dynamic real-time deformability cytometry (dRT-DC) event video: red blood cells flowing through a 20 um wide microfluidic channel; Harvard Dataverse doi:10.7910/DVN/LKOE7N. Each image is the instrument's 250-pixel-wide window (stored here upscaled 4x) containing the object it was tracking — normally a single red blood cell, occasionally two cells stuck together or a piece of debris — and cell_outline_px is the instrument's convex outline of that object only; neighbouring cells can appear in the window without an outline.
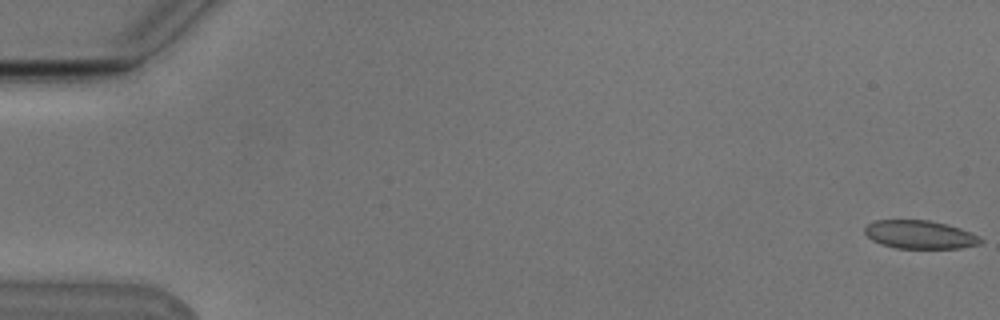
{"species": "Egyptian fruit bat (a non-hibernating species)", "species_latin": "Rousettus aegyptiacus", "temperature_condition": "cold", "stored_images_in_passage": 15, "camera_frame_rate_fps": 3000, "um_per_image_px": 0.085, "animal": {"sex": "male"}, "frame": {"image": 1, "passage_image": 1, "time_ms": 0.0, "image_size_px": [1000, 320], "cell_outline_px": [[984, 240], [980, 244], [960, 248], [896, 248], [880, 244], [872, 240], [864, 232], [864, 228], [868, 224], [876, 220], [928, 220], [948, 224], [960, 228], [980, 236]], "centroid_in_image_um": [78.2, 19.94], "position_along_channel_um": 6.8, "area_um2": 19.19}}
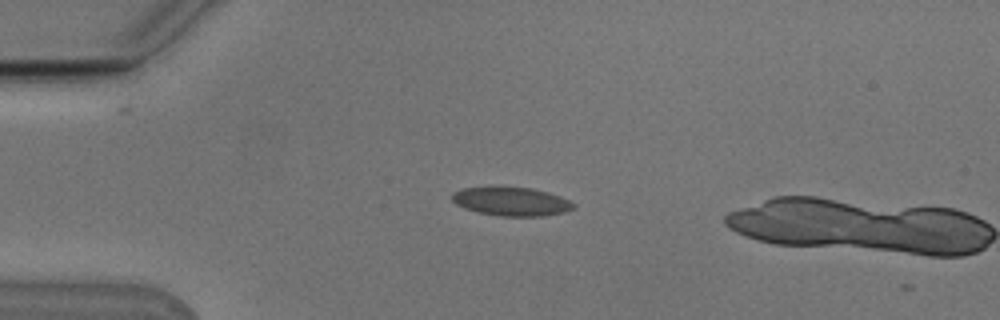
{"frame": {"image": 2, "passage_image": 14, "time_ms": 4.333, "image_size_px": [1000, 320], "cell_outline_px": [[576, 208], [564, 212], [540, 216], [500, 216], [476, 212], [464, 208], [456, 204], [452, 200], [452, 192], [460, 188], [488, 184], [504, 184], [532, 188], [548, 192], [560, 196], [576, 204]], "centroid_in_image_um": [43.39, 17.06], "position_along_channel_um": 41.6, "area_um2": 21.39}}